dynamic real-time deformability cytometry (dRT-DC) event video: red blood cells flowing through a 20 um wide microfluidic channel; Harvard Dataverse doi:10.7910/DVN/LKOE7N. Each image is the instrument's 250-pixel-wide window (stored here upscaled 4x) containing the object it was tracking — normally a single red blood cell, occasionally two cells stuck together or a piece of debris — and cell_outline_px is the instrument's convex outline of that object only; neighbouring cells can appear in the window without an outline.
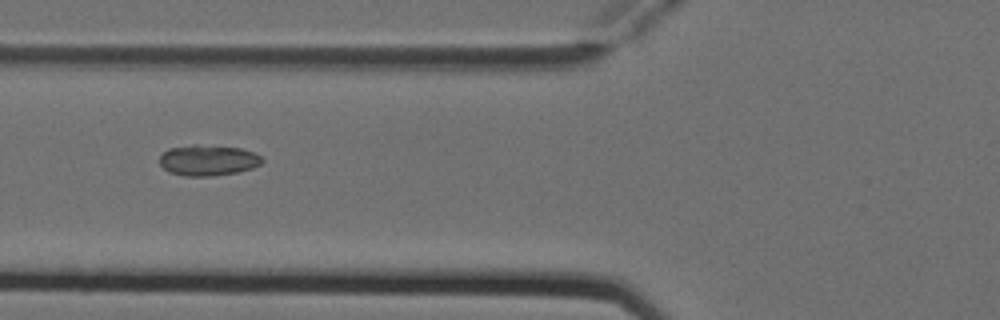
{"species": "Egyptian fruit bat (a non-hibernating species)", "species_latin": "Rousettus aegyptiacus", "temperature_condition": "cold", "stored_images_in_passage": 7, "camera_frame_rate_fps": 3000, "um_per_image_px": 0.085, "animal": {"sex": "female"}, "frame": {"image": 1, "passage_image": 4, "time_ms": 1.0, "image_size_px": [1000, 320], "cell_outline_px": [[264, 160], [260, 164], [252, 168], [236, 172], [212, 176], [184, 176], [168, 172], [160, 164], [160, 156], [168, 148], [192, 144], [196, 144], [240, 148], [252, 152], [260, 156]], "centroid_in_image_um": [17.65, 13.62], "position_along_channel_um": 108.2, "area_um2": 18.38}}
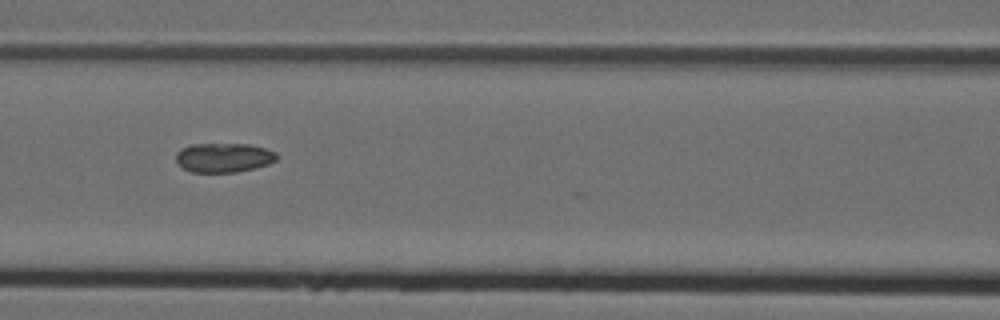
{"frame": {"image": 2, "passage_image": 5, "time_ms": 1.333, "image_size_px": [1000, 320], "cell_outline_px": [[276, 160], [268, 164], [256, 168], [236, 172], [192, 172], [184, 168], [176, 160], [176, 152], [180, 148], [188, 144], [248, 144], [264, 148], [276, 152]], "centroid_in_image_um": [18.99, 13.39], "position_along_channel_um": 147.6, "area_um2": 17.22}}
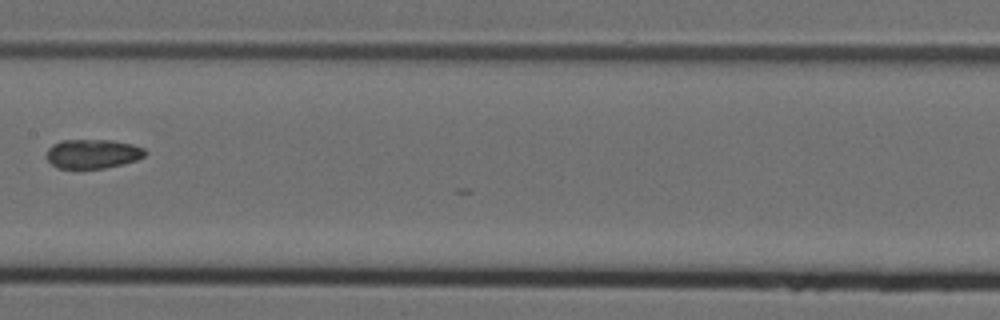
{"frame": {"image": 3, "passage_image": 6, "time_ms": 1.667, "image_size_px": [1000, 320], "cell_outline_px": [[148, 152], [144, 156], [136, 160], [124, 164], [104, 168], [56, 168], [48, 160], [48, 148], [52, 144], [60, 140], [112, 140], [132, 144], [144, 148]], "centroid_in_image_um": [7.9, 13.07], "position_along_channel_um": 199.5, "area_um2": 16.82}}